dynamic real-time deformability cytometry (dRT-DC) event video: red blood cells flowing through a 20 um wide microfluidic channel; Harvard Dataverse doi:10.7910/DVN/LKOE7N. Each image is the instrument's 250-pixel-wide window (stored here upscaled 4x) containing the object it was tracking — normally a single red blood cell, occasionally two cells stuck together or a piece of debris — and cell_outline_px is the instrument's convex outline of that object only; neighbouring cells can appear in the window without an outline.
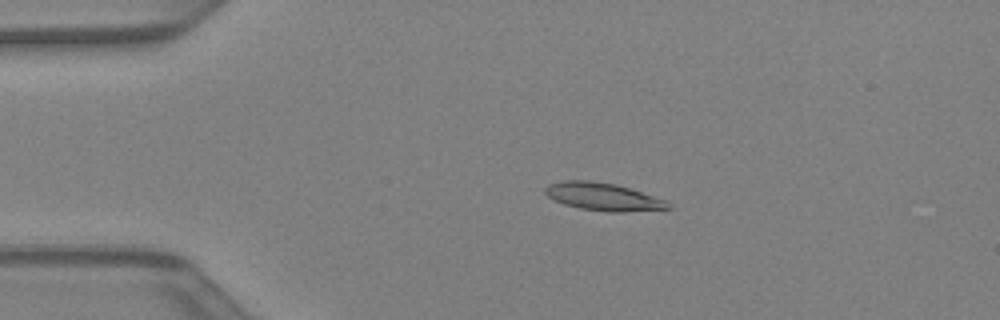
{"species": "Egyptian fruit bat (a non-hibernating species)", "species_latin": "Rousettus aegyptiacus", "temperature_condition": "warm", "stored_images_in_passage": 44, "camera_frame_rate_fps": 3000, "um_per_image_px": 0.085, "animal": {"sex": "female"}, "frame": {"image": 1, "passage_image": 10, "time_ms": 3.0, "image_size_px": [1000, 320], "cell_outline_px": [[672, 208], [624, 212], [608, 212], [580, 208], [564, 204], [548, 196], [544, 192], [544, 188], [548, 184], [564, 180], [588, 180], [616, 184], [668, 200]], "centroid_in_image_um": [51.28, 16.72], "position_along_channel_um": 33.7, "area_um2": 19.88}}
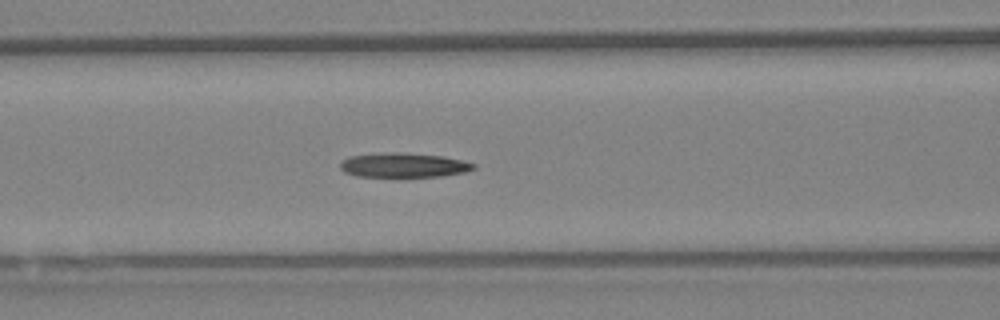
{"frame": {"image": 2, "passage_image": 19, "time_ms": 6.0, "image_size_px": [1000, 320], "cell_outline_px": [[476, 168], [464, 172], [444, 176], [356, 176], [344, 172], [340, 168], [340, 164], [348, 156], [392, 152], [396, 152], [444, 156], [476, 164]], "centroid_in_image_um": [34.31, 14.03], "position_along_channel_um": 132.3, "area_um2": 18.79}}
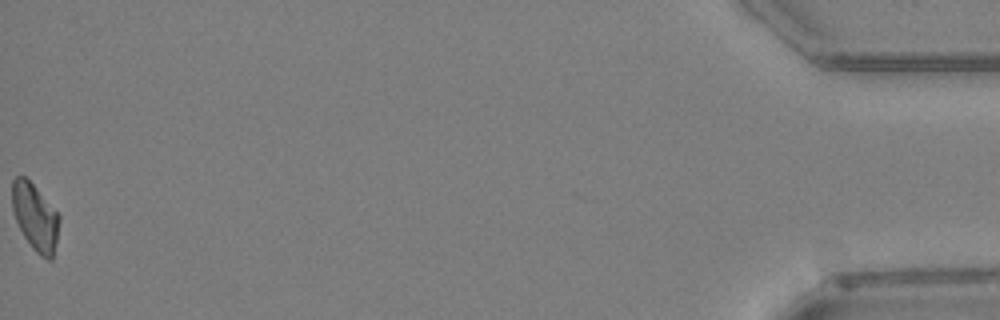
{"frame": {"image": 3, "passage_image": 44, "time_ms": 14.333, "image_size_px": [1000, 320], "cell_outline_px": [[60, 220], [52, 260], [48, 260], [40, 256], [32, 248], [24, 236], [16, 220], [12, 208], [12, 180], [16, 176], [24, 176], [36, 188], [60, 216]], "centroid_in_image_um": [2.98, 18.46], "position_along_channel_um": 432.2, "area_um2": 18.09}}